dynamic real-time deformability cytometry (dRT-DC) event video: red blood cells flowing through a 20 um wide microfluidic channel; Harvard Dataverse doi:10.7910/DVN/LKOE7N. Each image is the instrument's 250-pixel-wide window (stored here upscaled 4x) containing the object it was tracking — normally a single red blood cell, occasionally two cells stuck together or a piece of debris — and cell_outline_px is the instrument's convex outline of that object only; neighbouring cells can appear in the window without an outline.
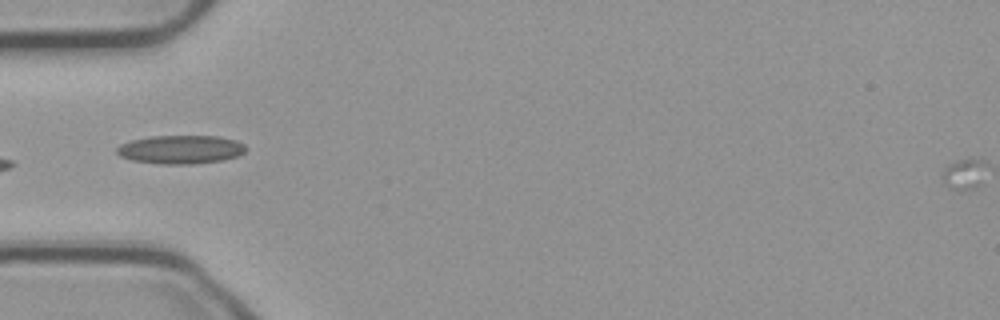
{"species": "common noctule bat (a hibernating species)", "species_latin": "Nyctalus noctula", "temperature_condition": "cold", "stored_images_in_passage": 38, "camera_frame_rate_fps": 3000, "um_per_image_px": 0.085, "animal": {"sex": "male", "body_mass_g": 23.1, "forearm_length_mm": 52.7}, "frame": {"image": 1, "passage_image": 1, "time_ms": 0.0, "image_size_px": [1000, 320], "cell_outline_px": [[248, 148], [244, 152], [236, 156], [224, 160], [192, 164], [160, 164], [132, 160], [120, 156], [116, 152], [116, 148], [120, 144], [132, 140], [148, 136], [220, 136], [236, 140], [244, 144]], "centroid_in_image_um": [15.37, 12.7], "position_along_channel_um": 69.6, "area_um2": 21.62}, "authors_computed_cell_mechanics": {"area_um2": 16.9065, "velocity_mm_per_s": 3.7002, "shape_relaxation_time_tau1_ms": 5.4733, "shape_relaxation_time_tau2_ms": null, "deformation_change_tau1": 0.084, "deformation_change_tau2": null}}